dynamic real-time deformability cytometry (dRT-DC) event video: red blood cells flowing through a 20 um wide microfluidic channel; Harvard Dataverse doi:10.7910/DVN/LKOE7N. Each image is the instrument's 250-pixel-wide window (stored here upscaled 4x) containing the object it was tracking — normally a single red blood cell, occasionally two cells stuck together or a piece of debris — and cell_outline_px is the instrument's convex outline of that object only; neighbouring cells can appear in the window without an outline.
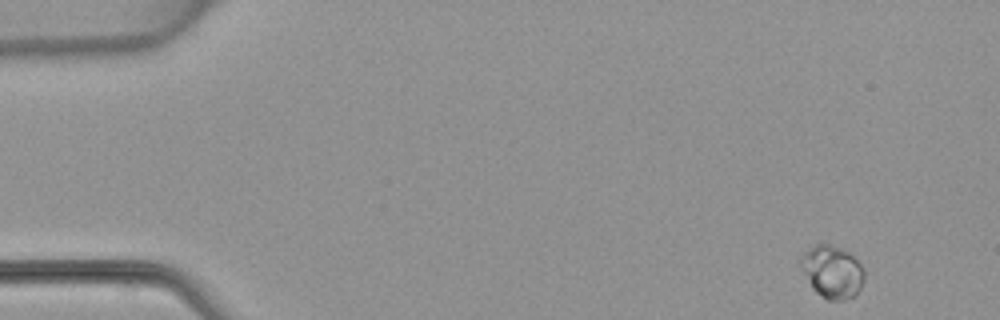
{"species": "common noctule bat (a hibernating species)", "species_latin": "Nyctalus noctula", "temperature_condition": "warm", "stored_images_in_passage": 4, "camera_frame_rate_fps": 3000, "um_per_image_px": 0.085, "animal": {"sex": "female", "body_mass_g": 22.7, "forearm_length_mm": 54.2}, "frame": {"image": 1, "passage_image": 1, "time_ms": 0.0, "image_size_px": [1000, 320], "cell_outline_px": [[864, 280], [860, 288], [852, 296], [844, 300], [828, 300], [816, 292], [812, 288], [800, 264], [800, 256], [804, 252], [816, 244], [828, 244], [840, 248], [848, 252], [864, 268]], "centroid_in_image_um": [70.74, 23.1], "position_along_channel_um": 14.3, "area_um2": 19.13}}
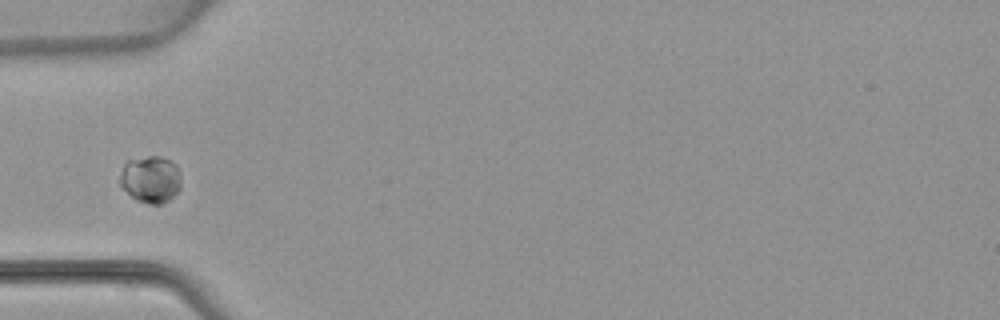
{"frame": {"image": 2, "passage_image": 4, "time_ms": 4.333, "image_size_px": [1000, 320], "cell_outline_px": [[180, 188], [168, 200], [160, 204], [148, 204], [136, 200], [120, 184], [120, 176], [124, 164], [128, 160], [148, 156], [160, 156], [176, 164], [180, 172]], "centroid_in_image_um": [12.81, 15.23], "position_along_channel_um": 72.2, "area_um2": 16.59}}